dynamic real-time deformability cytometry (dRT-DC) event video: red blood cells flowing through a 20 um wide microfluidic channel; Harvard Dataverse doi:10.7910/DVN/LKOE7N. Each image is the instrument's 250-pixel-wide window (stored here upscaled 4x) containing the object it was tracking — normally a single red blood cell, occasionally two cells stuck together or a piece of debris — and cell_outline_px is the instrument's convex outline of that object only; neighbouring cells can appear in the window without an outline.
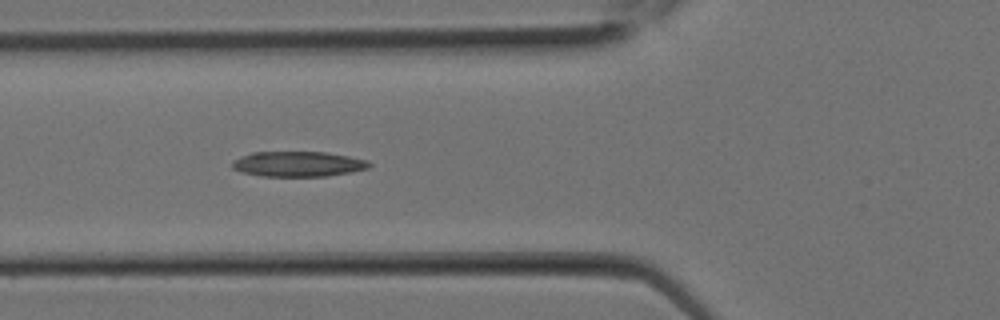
{"species": "Egyptian fruit bat (a non-hibernating species)", "species_latin": "Rousettus aegyptiacus", "temperature_condition": "room temperature", "stored_images_in_passage": 11, "camera_frame_rate_fps": 3000, "um_per_image_px": 0.085, "animal": {"sex": "female"}, "frame": {"image": 1, "passage_image": 8, "time_ms": 2.333, "image_size_px": [1000, 320], "cell_outline_px": [[372, 164], [368, 168], [352, 172], [328, 176], [260, 176], [240, 172], [232, 168], [232, 164], [240, 156], [252, 152], [328, 152], [368, 160]], "centroid_in_image_um": [25.35, 13.94], "position_along_channel_um": 100.4, "area_um2": 20.23}}
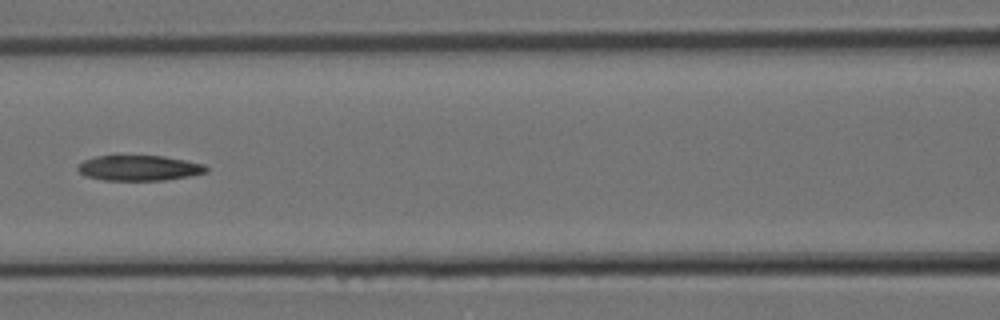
{"frame": {"image": 2, "passage_image": 10, "time_ms": 3.0, "image_size_px": [1000, 320], "cell_outline_px": [[208, 172], [188, 176], [164, 180], [104, 180], [84, 176], [76, 168], [84, 160], [96, 156], [164, 156], [204, 164], [208, 168]], "centroid_in_image_um": [11.82, 14.28], "position_along_channel_um": 154.8, "area_um2": 18.84}}